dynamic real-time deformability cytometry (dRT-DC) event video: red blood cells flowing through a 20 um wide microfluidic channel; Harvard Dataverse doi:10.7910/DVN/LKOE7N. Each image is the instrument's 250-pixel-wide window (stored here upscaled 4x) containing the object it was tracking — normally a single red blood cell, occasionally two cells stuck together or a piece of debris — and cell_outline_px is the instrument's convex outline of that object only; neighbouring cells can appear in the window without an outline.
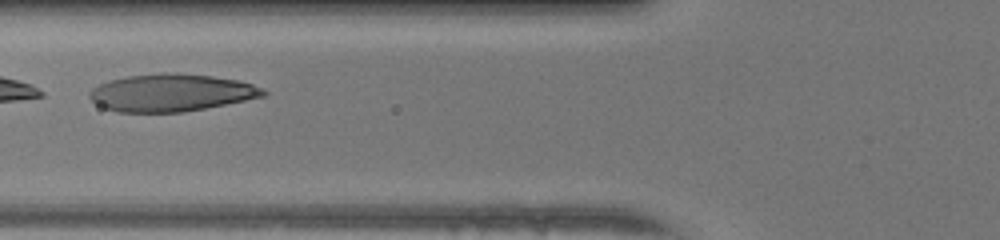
{"species": "human", "species_latin": "Homo sapiens", "temperature_condition": "warm", "stored_images_in_passage": 29, "camera_frame_rate_fps": 3000, "um_per_image_px": 0.085, "donor": {"sex": "female"}, "frame": {"image": 1, "passage_image": 8, "time_ms": 2.333, "image_size_px": [1000, 240], "cell_outline_px": [[268, 92], [264, 96], [184, 112], [116, 112], [104, 108], [96, 104], [88, 96], [88, 92], [92, 88], [108, 80], [128, 76], [160, 72], [176, 72], [212, 76], [236, 80], [252, 84]], "centroid_in_image_um": [14.49, 7.87], "position_along_channel_um": 111.3, "area_um2": 37.86}}
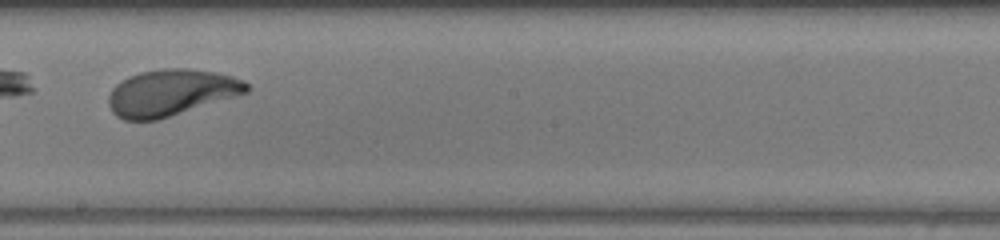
{"frame": {"image": 2, "passage_image": 17, "time_ms": 5.333, "image_size_px": [1000, 240], "cell_outline_px": [[252, 88], [248, 92], [236, 96], [156, 120], [124, 120], [116, 116], [112, 112], [108, 104], [108, 96], [112, 88], [120, 80], [128, 76], [140, 72], [160, 68], [188, 68], [216, 72], [232, 76], [244, 80]], "centroid_in_image_um": [14.52, 7.86], "position_along_channel_um": 233.7, "area_um2": 37.51}}
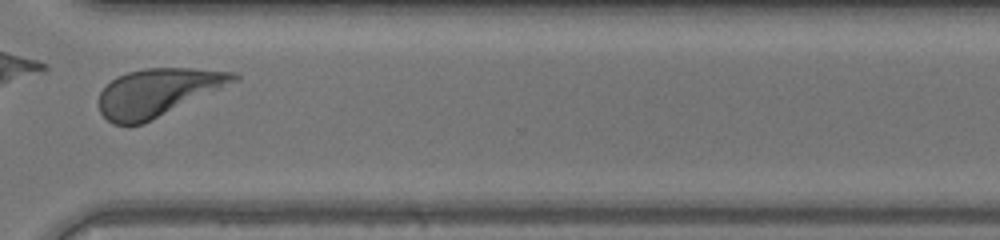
{"frame": {"image": 3, "passage_image": 26, "time_ms": 8.333, "image_size_px": [1000, 240], "cell_outline_px": [[240, 76], [236, 80], [220, 88], [144, 124], [128, 128], [112, 124], [100, 112], [100, 92], [116, 76], [128, 72], [144, 68], [192, 68], [236, 72]], "centroid_in_image_um": [13.35, 7.88], "position_along_channel_um": 357.2, "area_um2": 37.34}, "authors_computed_cell_mechanics": {"area_um2": 37.4544, "velocity_mm_per_s": 4.0976, "shape_relaxation_time_tau1_ms": 2.6312, "shape_relaxation_time_tau2_ms": 0.8995, "deformation_change_tau1": 0.1749, "deformation_change_tau2": 0.069}}